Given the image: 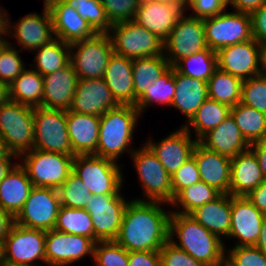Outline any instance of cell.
I'll use <instances>...</instances> for the list:
<instances>
[{"instance_id": "4316f807", "label": "cell", "mask_w": 266, "mask_h": 266, "mask_svg": "<svg viewBox=\"0 0 266 266\" xmlns=\"http://www.w3.org/2000/svg\"><path fill=\"white\" fill-rule=\"evenodd\" d=\"M99 126V116L67 110V131L75 155H89L96 152Z\"/></svg>"}, {"instance_id": "e575fe53", "label": "cell", "mask_w": 266, "mask_h": 266, "mask_svg": "<svg viewBox=\"0 0 266 266\" xmlns=\"http://www.w3.org/2000/svg\"><path fill=\"white\" fill-rule=\"evenodd\" d=\"M230 109L231 107L227 104L207 98L191 120L183 127L188 132H191L190 127H192L196 134L195 139L199 141L229 116Z\"/></svg>"}, {"instance_id": "7dc6e473", "label": "cell", "mask_w": 266, "mask_h": 266, "mask_svg": "<svg viewBox=\"0 0 266 266\" xmlns=\"http://www.w3.org/2000/svg\"><path fill=\"white\" fill-rule=\"evenodd\" d=\"M8 43L0 53V81L8 86L25 70L18 49Z\"/></svg>"}, {"instance_id": "89a4df30", "label": "cell", "mask_w": 266, "mask_h": 266, "mask_svg": "<svg viewBox=\"0 0 266 266\" xmlns=\"http://www.w3.org/2000/svg\"><path fill=\"white\" fill-rule=\"evenodd\" d=\"M6 34L8 33H0V53L4 49V47L9 43L7 40L4 39V37H2V35L6 37Z\"/></svg>"}, {"instance_id": "484cf974", "label": "cell", "mask_w": 266, "mask_h": 266, "mask_svg": "<svg viewBox=\"0 0 266 266\" xmlns=\"http://www.w3.org/2000/svg\"><path fill=\"white\" fill-rule=\"evenodd\" d=\"M133 59L115 52L110 56L104 80L119 105L135 106Z\"/></svg>"}, {"instance_id": "2e32d148", "label": "cell", "mask_w": 266, "mask_h": 266, "mask_svg": "<svg viewBox=\"0 0 266 266\" xmlns=\"http://www.w3.org/2000/svg\"><path fill=\"white\" fill-rule=\"evenodd\" d=\"M95 242L88 237L60 232L46 231L45 256L49 266H68L83 257H93Z\"/></svg>"}, {"instance_id": "8d00e7d4", "label": "cell", "mask_w": 266, "mask_h": 266, "mask_svg": "<svg viewBox=\"0 0 266 266\" xmlns=\"http://www.w3.org/2000/svg\"><path fill=\"white\" fill-rule=\"evenodd\" d=\"M242 80L219 68L215 70L208 84V98L230 107L241 102Z\"/></svg>"}, {"instance_id": "60d3db41", "label": "cell", "mask_w": 266, "mask_h": 266, "mask_svg": "<svg viewBox=\"0 0 266 266\" xmlns=\"http://www.w3.org/2000/svg\"><path fill=\"white\" fill-rule=\"evenodd\" d=\"M221 193L214 187L209 186L203 181H199L189 187L182 189L169 204L173 206L182 207L181 211H171L181 214H190L196 208L213 201Z\"/></svg>"}, {"instance_id": "bcb514c9", "label": "cell", "mask_w": 266, "mask_h": 266, "mask_svg": "<svg viewBox=\"0 0 266 266\" xmlns=\"http://www.w3.org/2000/svg\"><path fill=\"white\" fill-rule=\"evenodd\" d=\"M241 103L266 114V80L260 75L242 82Z\"/></svg>"}, {"instance_id": "44dd1931", "label": "cell", "mask_w": 266, "mask_h": 266, "mask_svg": "<svg viewBox=\"0 0 266 266\" xmlns=\"http://www.w3.org/2000/svg\"><path fill=\"white\" fill-rule=\"evenodd\" d=\"M264 215L245 197L232 196L231 226L228 237L237 238L236 246L256 245Z\"/></svg>"}, {"instance_id": "52a82bcc", "label": "cell", "mask_w": 266, "mask_h": 266, "mask_svg": "<svg viewBox=\"0 0 266 266\" xmlns=\"http://www.w3.org/2000/svg\"><path fill=\"white\" fill-rule=\"evenodd\" d=\"M115 53L127 58L164 55V41L134 20L118 22L108 32Z\"/></svg>"}, {"instance_id": "be15d7a7", "label": "cell", "mask_w": 266, "mask_h": 266, "mask_svg": "<svg viewBox=\"0 0 266 266\" xmlns=\"http://www.w3.org/2000/svg\"><path fill=\"white\" fill-rule=\"evenodd\" d=\"M17 157L13 154L10 149L7 147V143L0 135V159H11Z\"/></svg>"}, {"instance_id": "816d5d0a", "label": "cell", "mask_w": 266, "mask_h": 266, "mask_svg": "<svg viewBox=\"0 0 266 266\" xmlns=\"http://www.w3.org/2000/svg\"><path fill=\"white\" fill-rule=\"evenodd\" d=\"M161 266H205L168 240L159 250Z\"/></svg>"}, {"instance_id": "a7ac6f4b", "label": "cell", "mask_w": 266, "mask_h": 266, "mask_svg": "<svg viewBox=\"0 0 266 266\" xmlns=\"http://www.w3.org/2000/svg\"><path fill=\"white\" fill-rule=\"evenodd\" d=\"M0 266H35V265H28V264H22V263H14L5 259H2L0 262Z\"/></svg>"}, {"instance_id": "7402d4cb", "label": "cell", "mask_w": 266, "mask_h": 266, "mask_svg": "<svg viewBox=\"0 0 266 266\" xmlns=\"http://www.w3.org/2000/svg\"><path fill=\"white\" fill-rule=\"evenodd\" d=\"M42 14L43 16L37 13H28L21 20L19 19L13 25L14 33L11 30L12 27H10L11 20L8 19V36L11 35L16 38L20 47H22L21 49L35 51L55 39L53 37L54 31L51 14L45 3Z\"/></svg>"}, {"instance_id": "f5cc1de1", "label": "cell", "mask_w": 266, "mask_h": 266, "mask_svg": "<svg viewBox=\"0 0 266 266\" xmlns=\"http://www.w3.org/2000/svg\"><path fill=\"white\" fill-rule=\"evenodd\" d=\"M185 6L194 11L190 16L204 19L226 11L228 0H186Z\"/></svg>"}, {"instance_id": "2644e50d", "label": "cell", "mask_w": 266, "mask_h": 266, "mask_svg": "<svg viewBox=\"0 0 266 266\" xmlns=\"http://www.w3.org/2000/svg\"><path fill=\"white\" fill-rule=\"evenodd\" d=\"M153 1H164V2H168V3H172V2H186V0H153Z\"/></svg>"}, {"instance_id": "7c38bea8", "label": "cell", "mask_w": 266, "mask_h": 266, "mask_svg": "<svg viewBox=\"0 0 266 266\" xmlns=\"http://www.w3.org/2000/svg\"><path fill=\"white\" fill-rule=\"evenodd\" d=\"M60 206L58 189L34 186L14 222L30 229H54Z\"/></svg>"}, {"instance_id": "ab89813d", "label": "cell", "mask_w": 266, "mask_h": 266, "mask_svg": "<svg viewBox=\"0 0 266 266\" xmlns=\"http://www.w3.org/2000/svg\"><path fill=\"white\" fill-rule=\"evenodd\" d=\"M54 229L64 233L82 235L95 242L92 218L83 208L60 206Z\"/></svg>"}, {"instance_id": "d4e9b609", "label": "cell", "mask_w": 266, "mask_h": 266, "mask_svg": "<svg viewBox=\"0 0 266 266\" xmlns=\"http://www.w3.org/2000/svg\"><path fill=\"white\" fill-rule=\"evenodd\" d=\"M78 83V76L69 63L43 76V107L69 110Z\"/></svg>"}, {"instance_id": "f35d334b", "label": "cell", "mask_w": 266, "mask_h": 266, "mask_svg": "<svg viewBox=\"0 0 266 266\" xmlns=\"http://www.w3.org/2000/svg\"><path fill=\"white\" fill-rule=\"evenodd\" d=\"M173 68L182 75L207 82L218 68L217 54L207 47L179 60Z\"/></svg>"}, {"instance_id": "e7e4bbea", "label": "cell", "mask_w": 266, "mask_h": 266, "mask_svg": "<svg viewBox=\"0 0 266 266\" xmlns=\"http://www.w3.org/2000/svg\"><path fill=\"white\" fill-rule=\"evenodd\" d=\"M259 75L266 80V46H262Z\"/></svg>"}, {"instance_id": "6da1fadb", "label": "cell", "mask_w": 266, "mask_h": 266, "mask_svg": "<svg viewBox=\"0 0 266 266\" xmlns=\"http://www.w3.org/2000/svg\"><path fill=\"white\" fill-rule=\"evenodd\" d=\"M164 202L141 199L130 200L124 211L115 241L128 252L157 251L169 240L168 213Z\"/></svg>"}, {"instance_id": "11a10c76", "label": "cell", "mask_w": 266, "mask_h": 266, "mask_svg": "<svg viewBox=\"0 0 266 266\" xmlns=\"http://www.w3.org/2000/svg\"><path fill=\"white\" fill-rule=\"evenodd\" d=\"M128 259V266H161L159 250L128 252Z\"/></svg>"}, {"instance_id": "ac0fdd59", "label": "cell", "mask_w": 266, "mask_h": 266, "mask_svg": "<svg viewBox=\"0 0 266 266\" xmlns=\"http://www.w3.org/2000/svg\"><path fill=\"white\" fill-rule=\"evenodd\" d=\"M186 2L140 0L134 21L163 41L184 13Z\"/></svg>"}, {"instance_id": "ee69618b", "label": "cell", "mask_w": 266, "mask_h": 266, "mask_svg": "<svg viewBox=\"0 0 266 266\" xmlns=\"http://www.w3.org/2000/svg\"><path fill=\"white\" fill-rule=\"evenodd\" d=\"M61 206L70 208H85L92 194L85 184L73 172L58 188Z\"/></svg>"}, {"instance_id": "db71d44e", "label": "cell", "mask_w": 266, "mask_h": 266, "mask_svg": "<svg viewBox=\"0 0 266 266\" xmlns=\"http://www.w3.org/2000/svg\"><path fill=\"white\" fill-rule=\"evenodd\" d=\"M252 35L261 45L266 46V2L252 15Z\"/></svg>"}, {"instance_id": "ba28073f", "label": "cell", "mask_w": 266, "mask_h": 266, "mask_svg": "<svg viewBox=\"0 0 266 266\" xmlns=\"http://www.w3.org/2000/svg\"><path fill=\"white\" fill-rule=\"evenodd\" d=\"M113 52L109 34L96 33L93 37L70 44V63L78 79L103 78Z\"/></svg>"}, {"instance_id": "d6986e66", "label": "cell", "mask_w": 266, "mask_h": 266, "mask_svg": "<svg viewBox=\"0 0 266 266\" xmlns=\"http://www.w3.org/2000/svg\"><path fill=\"white\" fill-rule=\"evenodd\" d=\"M119 106L104 78L78 79L70 111L101 117L106 111Z\"/></svg>"}, {"instance_id": "6f0895ef", "label": "cell", "mask_w": 266, "mask_h": 266, "mask_svg": "<svg viewBox=\"0 0 266 266\" xmlns=\"http://www.w3.org/2000/svg\"><path fill=\"white\" fill-rule=\"evenodd\" d=\"M266 0H228V4L236 12L252 15Z\"/></svg>"}, {"instance_id": "1f68e13d", "label": "cell", "mask_w": 266, "mask_h": 266, "mask_svg": "<svg viewBox=\"0 0 266 266\" xmlns=\"http://www.w3.org/2000/svg\"><path fill=\"white\" fill-rule=\"evenodd\" d=\"M175 94L171 106L185 114L187 122L208 98V84L200 79L182 75L174 69Z\"/></svg>"}, {"instance_id": "f907efd6", "label": "cell", "mask_w": 266, "mask_h": 266, "mask_svg": "<svg viewBox=\"0 0 266 266\" xmlns=\"http://www.w3.org/2000/svg\"><path fill=\"white\" fill-rule=\"evenodd\" d=\"M201 181L195 158L191 156L171 176L173 196L175 197L182 189Z\"/></svg>"}, {"instance_id": "7bdbcfd3", "label": "cell", "mask_w": 266, "mask_h": 266, "mask_svg": "<svg viewBox=\"0 0 266 266\" xmlns=\"http://www.w3.org/2000/svg\"><path fill=\"white\" fill-rule=\"evenodd\" d=\"M67 5L76 9L97 33H108L112 24L107 18L100 0H63Z\"/></svg>"}, {"instance_id": "8992f818", "label": "cell", "mask_w": 266, "mask_h": 266, "mask_svg": "<svg viewBox=\"0 0 266 266\" xmlns=\"http://www.w3.org/2000/svg\"><path fill=\"white\" fill-rule=\"evenodd\" d=\"M120 169L117 162L93 154L74 156L73 173L92 195L117 194L123 184Z\"/></svg>"}, {"instance_id": "e0dca14e", "label": "cell", "mask_w": 266, "mask_h": 266, "mask_svg": "<svg viewBox=\"0 0 266 266\" xmlns=\"http://www.w3.org/2000/svg\"><path fill=\"white\" fill-rule=\"evenodd\" d=\"M262 46L253 38L216 52L218 68L242 81L259 75Z\"/></svg>"}, {"instance_id": "b9f144b4", "label": "cell", "mask_w": 266, "mask_h": 266, "mask_svg": "<svg viewBox=\"0 0 266 266\" xmlns=\"http://www.w3.org/2000/svg\"><path fill=\"white\" fill-rule=\"evenodd\" d=\"M174 68L171 67L163 76L156 79L153 85L137 100L135 107L141 113L149 104H165L171 106L175 94Z\"/></svg>"}, {"instance_id": "3957f363", "label": "cell", "mask_w": 266, "mask_h": 266, "mask_svg": "<svg viewBox=\"0 0 266 266\" xmlns=\"http://www.w3.org/2000/svg\"><path fill=\"white\" fill-rule=\"evenodd\" d=\"M140 116L138 109L131 105H119L106 111L100 117L98 144L93 155L117 162L133 142Z\"/></svg>"}, {"instance_id": "c3c4849f", "label": "cell", "mask_w": 266, "mask_h": 266, "mask_svg": "<svg viewBox=\"0 0 266 266\" xmlns=\"http://www.w3.org/2000/svg\"><path fill=\"white\" fill-rule=\"evenodd\" d=\"M227 255L224 266H266V254L255 245L235 246Z\"/></svg>"}, {"instance_id": "7a4b0ae2", "label": "cell", "mask_w": 266, "mask_h": 266, "mask_svg": "<svg viewBox=\"0 0 266 266\" xmlns=\"http://www.w3.org/2000/svg\"><path fill=\"white\" fill-rule=\"evenodd\" d=\"M174 236H177L179 243L175 242ZM169 240L205 266L225 265V255L228 252L222 239L208 231L189 214L171 212Z\"/></svg>"}, {"instance_id": "9f6ffc18", "label": "cell", "mask_w": 266, "mask_h": 266, "mask_svg": "<svg viewBox=\"0 0 266 266\" xmlns=\"http://www.w3.org/2000/svg\"><path fill=\"white\" fill-rule=\"evenodd\" d=\"M264 216H266V180L245 196Z\"/></svg>"}, {"instance_id": "f1b7e54d", "label": "cell", "mask_w": 266, "mask_h": 266, "mask_svg": "<svg viewBox=\"0 0 266 266\" xmlns=\"http://www.w3.org/2000/svg\"><path fill=\"white\" fill-rule=\"evenodd\" d=\"M33 187L25 168L17 162L0 183V206L14 219Z\"/></svg>"}, {"instance_id": "ffe728a7", "label": "cell", "mask_w": 266, "mask_h": 266, "mask_svg": "<svg viewBox=\"0 0 266 266\" xmlns=\"http://www.w3.org/2000/svg\"><path fill=\"white\" fill-rule=\"evenodd\" d=\"M53 24L54 37L68 44L93 37L97 32L76 9L63 0H46Z\"/></svg>"}, {"instance_id": "30bf717a", "label": "cell", "mask_w": 266, "mask_h": 266, "mask_svg": "<svg viewBox=\"0 0 266 266\" xmlns=\"http://www.w3.org/2000/svg\"><path fill=\"white\" fill-rule=\"evenodd\" d=\"M141 149H131L130 153L138 173L139 182L147 201L170 204L173 199L171 176L162 166L155 153L145 143Z\"/></svg>"}, {"instance_id": "4fadbf2b", "label": "cell", "mask_w": 266, "mask_h": 266, "mask_svg": "<svg viewBox=\"0 0 266 266\" xmlns=\"http://www.w3.org/2000/svg\"><path fill=\"white\" fill-rule=\"evenodd\" d=\"M119 191L117 194L92 195L84 208L92 218L95 243L115 240L122 223L127 202Z\"/></svg>"}, {"instance_id": "277c9868", "label": "cell", "mask_w": 266, "mask_h": 266, "mask_svg": "<svg viewBox=\"0 0 266 266\" xmlns=\"http://www.w3.org/2000/svg\"><path fill=\"white\" fill-rule=\"evenodd\" d=\"M74 156L32 149L19 159L34 186L58 189L73 172Z\"/></svg>"}, {"instance_id": "8fae6325", "label": "cell", "mask_w": 266, "mask_h": 266, "mask_svg": "<svg viewBox=\"0 0 266 266\" xmlns=\"http://www.w3.org/2000/svg\"><path fill=\"white\" fill-rule=\"evenodd\" d=\"M207 47L217 52L223 47L253 39L251 15L222 12L203 19Z\"/></svg>"}, {"instance_id": "680465c9", "label": "cell", "mask_w": 266, "mask_h": 266, "mask_svg": "<svg viewBox=\"0 0 266 266\" xmlns=\"http://www.w3.org/2000/svg\"><path fill=\"white\" fill-rule=\"evenodd\" d=\"M250 149L256 155L262 175L266 180V137L250 145Z\"/></svg>"}, {"instance_id": "003e7915", "label": "cell", "mask_w": 266, "mask_h": 266, "mask_svg": "<svg viewBox=\"0 0 266 266\" xmlns=\"http://www.w3.org/2000/svg\"><path fill=\"white\" fill-rule=\"evenodd\" d=\"M1 8V7H0ZM8 30V14L0 9V33H7Z\"/></svg>"}, {"instance_id": "74e56055", "label": "cell", "mask_w": 266, "mask_h": 266, "mask_svg": "<svg viewBox=\"0 0 266 266\" xmlns=\"http://www.w3.org/2000/svg\"><path fill=\"white\" fill-rule=\"evenodd\" d=\"M35 51L34 70L41 76L51 74L70 63V44L60 39L55 38Z\"/></svg>"}, {"instance_id": "d590c367", "label": "cell", "mask_w": 266, "mask_h": 266, "mask_svg": "<svg viewBox=\"0 0 266 266\" xmlns=\"http://www.w3.org/2000/svg\"><path fill=\"white\" fill-rule=\"evenodd\" d=\"M230 114L249 145L266 137V114L241 102L231 107Z\"/></svg>"}, {"instance_id": "6125c7cd", "label": "cell", "mask_w": 266, "mask_h": 266, "mask_svg": "<svg viewBox=\"0 0 266 266\" xmlns=\"http://www.w3.org/2000/svg\"><path fill=\"white\" fill-rule=\"evenodd\" d=\"M15 164L16 163H12L11 159H0V183Z\"/></svg>"}, {"instance_id": "9c48e42d", "label": "cell", "mask_w": 266, "mask_h": 266, "mask_svg": "<svg viewBox=\"0 0 266 266\" xmlns=\"http://www.w3.org/2000/svg\"><path fill=\"white\" fill-rule=\"evenodd\" d=\"M33 149L75 155L67 131V110L34 108Z\"/></svg>"}, {"instance_id": "836d02e7", "label": "cell", "mask_w": 266, "mask_h": 266, "mask_svg": "<svg viewBox=\"0 0 266 266\" xmlns=\"http://www.w3.org/2000/svg\"><path fill=\"white\" fill-rule=\"evenodd\" d=\"M170 68L171 65L164 55L133 59L132 71L135 104L149 87L153 85L155 80L163 76Z\"/></svg>"}, {"instance_id": "83f0119b", "label": "cell", "mask_w": 266, "mask_h": 266, "mask_svg": "<svg viewBox=\"0 0 266 266\" xmlns=\"http://www.w3.org/2000/svg\"><path fill=\"white\" fill-rule=\"evenodd\" d=\"M198 142L205 148L230 159L250 148L231 114Z\"/></svg>"}, {"instance_id": "d6a6232c", "label": "cell", "mask_w": 266, "mask_h": 266, "mask_svg": "<svg viewBox=\"0 0 266 266\" xmlns=\"http://www.w3.org/2000/svg\"><path fill=\"white\" fill-rule=\"evenodd\" d=\"M43 76L32 69H25L10 85L9 99L30 107H43Z\"/></svg>"}, {"instance_id": "91938a15", "label": "cell", "mask_w": 266, "mask_h": 266, "mask_svg": "<svg viewBox=\"0 0 266 266\" xmlns=\"http://www.w3.org/2000/svg\"><path fill=\"white\" fill-rule=\"evenodd\" d=\"M13 222L14 219L11 215L0 206V242L3 243V240Z\"/></svg>"}, {"instance_id": "94428289", "label": "cell", "mask_w": 266, "mask_h": 266, "mask_svg": "<svg viewBox=\"0 0 266 266\" xmlns=\"http://www.w3.org/2000/svg\"><path fill=\"white\" fill-rule=\"evenodd\" d=\"M255 246L266 254V216L264 217L262 221L261 234Z\"/></svg>"}, {"instance_id": "681fc988", "label": "cell", "mask_w": 266, "mask_h": 266, "mask_svg": "<svg viewBox=\"0 0 266 266\" xmlns=\"http://www.w3.org/2000/svg\"><path fill=\"white\" fill-rule=\"evenodd\" d=\"M110 23L134 20L140 0H100Z\"/></svg>"}, {"instance_id": "f6af8a7d", "label": "cell", "mask_w": 266, "mask_h": 266, "mask_svg": "<svg viewBox=\"0 0 266 266\" xmlns=\"http://www.w3.org/2000/svg\"><path fill=\"white\" fill-rule=\"evenodd\" d=\"M93 260L96 266H128V251L115 240L98 241L94 246Z\"/></svg>"}, {"instance_id": "603a6c76", "label": "cell", "mask_w": 266, "mask_h": 266, "mask_svg": "<svg viewBox=\"0 0 266 266\" xmlns=\"http://www.w3.org/2000/svg\"><path fill=\"white\" fill-rule=\"evenodd\" d=\"M191 138V132L181 126L180 129L159 142L149 140L146 144L155 153L169 175L172 176L192 156L193 148L198 141Z\"/></svg>"}, {"instance_id": "8c879c8a", "label": "cell", "mask_w": 266, "mask_h": 266, "mask_svg": "<svg viewBox=\"0 0 266 266\" xmlns=\"http://www.w3.org/2000/svg\"><path fill=\"white\" fill-rule=\"evenodd\" d=\"M3 259L2 242H0V262Z\"/></svg>"}, {"instance_id": "f546056e", "label": "cell", "mask_w": 266, "mask_h": 266, "mask_svg": "<svg viewBox=\"0 0 266 266\" xmlns=\"http://www.w3.org/2000/svg\"><path fill=\"white\" fill-rule=\"evenodd\" d=\"M263 181L256 155L250 148L231 159L230 195L246 196Z\"/></svg>"}, {"instance_id": "9a60e30c", "label": "cell", "mask_w": 266, "mask_h": 266, "mask_svg": "<svg viewBox=\"0 0 266 266\" xmlns=\"http://www.w3.org/2000/svg\"><path fill=\"white\" fill-rule=\"evenodd\" d=\"M207 48L202 18L184 13L164 41V56L173 67L179 60Z\"/></svg>"}, {"instance_id": "5b68a950", "label": "cell", "mask_w": 266, "mask_h": 266, "mask_svg": "<svg viewBox=\"0 0 266 266\" xmlns=\"http://www.w3.org/2000/svg\"><path fill=\"white\" fill-rule=\"evenodd\" d=\"M0 135L19 158L33 149L34 108L8 101L0 106Z\"/></svg>"}, {"instance_id": "03108f58", "label": "cell", "mask_w": 266, "mask_h": 266, "mask_svg": "<svg viewBox=\"0 0 266 266\" xmlns=\"http://www.w3.org/2000/svg\"><path fill=\"white\" fill-rule=\"evenodd\" d=\"M9 100V86L0 81V106Z\"/></svg>"}, {"instance_id": "4dcf8cb0", "label": "cell", "mask_w": 266, "mask_h": 266, "mask_svg": "<svg viewBox=\"0 0 266 266\" xmlns=\"http://www.w3.org/2000/svg\"><path fill=\"white\" fill-rule=\"evenodd\" d=\"M232 195L220 194L213 201L208 202L189 215L211 233L228 237L231 226Z\"/></svg>"}, {"instance_id": "5bb4252c", "label": "cell", "mask_w": 266, "mask_h": 266, "mask_svg": "<svg viewBox=\"0 0 266 266\" xmlns=\"http://www.w3.org/2000/svg\"><path fill=\"white\" fill-rule=\"evenodd\" d=\"M45 238L46 231L25 228L13 222L2 243L3 259L35 266H39L37 260L46 263Z\"/></svg>"}, {"instance_id": "cb8c5ba5", "label": "cell", "mask_w": 266, "mask_h": 266, "mask_svg": "<svg viewBox=\"0 0 266 266\" xmlns=\"http://www.w3.org/2000/svg\"><path fill=\"white\" fill-rule=\"evenodd\" d=\"M192 156L198 166L200 179L221 194H229L231 159L211 151L197 142Z\"/></svg>"}]
</instances>
